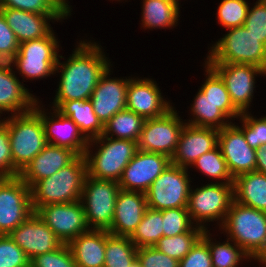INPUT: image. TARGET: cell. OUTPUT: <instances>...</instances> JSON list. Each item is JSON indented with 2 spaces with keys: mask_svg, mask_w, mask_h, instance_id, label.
Returning a JSON list of instances; mask_svg holds the SVG:
<instances>
[{
  "mask_svg": "<svg viewBox=\"0 0 266 267\" xmlns=\"http://www.w3.org/2000/svg\"><path fill=\"white\" fill-rule=\"evenodd\" d=\"M253 5L243 26L266 46V0H257Z\"/></svg>",
  "mask_w": 266,
  "mask_h": 267,
  "instance_id": "obj_43",
  "label": "cell"
},
{
  "mask_svg": "<svg viewBox=\"0 0 266 267\" xmlns=\"http://www.w3.org/2000/svg\"><path fill=\"white\" fill-rule=\"evenodd\" d=\"M30 267H77V264L68 244L63 243L52 252L33 257Z\"/></svg>",
  "mask_w": 266,
  "mask_h": 267,
  "instance_id": "obj_41",
  "label": "cell"
},
{
  "mask_svg": "<svg viewBox=\"0 0 266 267\" xmlns=\"http://www.w3.org/2000/svg\"><path fill=\"white\" fill-rule=\"evenodd\" d=\"M20 43L0 11V60L10 62L18 52Z\"/></svg>",
  "mask_w": 266,
  "mask_h": 267,
  "instance_id": "obj_46",
  "label": "cell"
},
{
  "mask_svg": "<svg viewBox=\"0 0 266 267\" xmlns=\"http://www.w3.org/2000/svg\"><path fill=\"white\" fill-rule=\"evenodd\" d=\"M238 119L242 125L234 124L243 132L251 148L256 150L266 144V115L257 118L248 111L241 113Z\"/></svg>",
  "mask_w": 266,
  "mask_h": 267,
  "instance_id": "obj_39",
  "label": "cell"
},
{
  "mask_svg": "<svg viewBox=\"0 0 266 267\" xmlns=\"http://www.w3.org/2000/svg\"><path fill=\"white\" fill-rule=\"evenodd\" d=\"M0 11L19 43L46 37L53 30L50 21L56 22L50 15L26 12L1 5Z\"/></svg>",
  "mask_w": 266,
  "mask_h": 267,
  "instance_id": "obj_25",
  "label": "cell"
},
{
  "mask_svg": "<svg viewBox=\"0 0 266 267\" xmlns=\"http://www.w3.org/2000/svg\"><path fill=\"white\" fill-rule=\"evenodd\" d=\"M180 8L173 0H143L141 26L143 29H173L179 25Z\"/></svg>",
  "mask_w": 266,
  "mask_h": 267,
  "instance_id": "obj_29",
  "label": "cell"
},
{
  "mask_svg": "<svg viewBox=\"0 0 266 267\" xmlns=\"http://www.w3.org/2000/svg\"><path fill=\"white\" fill-rule=\"evenodd\" d=\"M77 156L71 149L47 144L19 173V177L31 187L70 164Z\"/></svg>",
  "mask_w": 266,
  "mask_h": 267,
  "instance_id": "obj_24",
  "label": "cell"
},
{
  "mask_svg": "<svg viewBox=\"0 0 266 267\" xmlns=\"http://www.w3.org/2000/svg\"><path fill=\"white\" fill-rule=\"evenodd\" d=\"M33 213L30 187L19 176L0 178V235L10 234Z\"/></svg>",
  "mask_w": 266,
  "mask_h": 267,
  "instance_id": "obj_12",
  "label": "cell"
},
{
  "mask_svg": "<svg viewBox=\"0 0 266 267\" xmlns=\"http://www.w3.org/2000/svg\"><path fill=\"white\" fill-rule=\"evenodd\" d=\"M137 151V142L132 140L109 138L103 135L90 140L84 153L88 176L118 182Z\"/></svg>",
  "mask_w": 266,
  "mask_h": 267,
  "instance_id": "obj_3",
  "label": "cell"
},
{
  "mask_svg": "<svg viewBox=\"0 0 266 267\" xmlns=\"http://www.w3.org/2000/svg\"><path fill=\"white\" fill-rule=\"evenodd\" d=\"M179 267H212L210 250L207 242L202 237L190 252L179 261Z\"/></svg>",
  "mask_w": 266,
  "mask_h": 267,
  "instance_id": "obj_47",
  "label": "cell"
},
{
  "mask_svg": "<svg viewBox=\"0 0 266 267\" xmlns=\"http://www.w3.org/2000/svg\"><path fill=\"white\" fill-rule=\"evenodd\" d=\"M0 5L2 7L23 10V0H0Z\"/></svg>",
  "mask_w": 266,
  "mask_h": 267,
  "instance_id": "obj_50",
  "label": "cell"
},
{
  "mask_svg": "<svg viewBox=\"0 0 266 267\" xmlns=\"http://www.w3.org/2000/svg\"><path fill=\"white\" fill-rule=\"evenodd\" d=\"M56 110L69 117L88 141L103 135L104 125L94 113L90 99L62 102Z\"/></svg>",
  "mask_w": 266,
  "mask_h": 267,
  "instance_id": "obj_27",
  "label": "cell"
},
{
  "mask_svg": "<svg viewBox=\"0 0 266 267\" xmlns=\"http://www.w3.org/2000/svg\"><path fill=\"white\" fill-rule=\"evenodd\" d=\"M170 164L171 158L166 155L138 150L118 181L120 189L146 193Z\"/></svg>",
  "mask_w": 266,
  "mask_h": 267,
  "instance_id": "obj_16",
  "label": "cell"
},
{
  "mask_svg": "<svg viewBox=\"0 0 266 267\" xmlns=\"http://www.w3.org/2000/svg\"><path fill=\"white\" fill-rule=\"evenodd\" d=\"M129 267H142L138 259H136Z\"/></svg>",
  "mask_w": 266,
  "mask_h": 267,
  "instance_id": "obj_53",
  "label": "cell"
},
{
  "mask_svg": "<svg viewBox=\"0 0 266 267\" xmlns=\"http://www.w3.org/2000/svg\"><path fill=\"white\" fill-rule=\"evenodd\" d=\"M223 79L234 106L248 112L254 98L256 77L266 76V71L252 64L208 63Z\"/></svg>",
  "mask_w": 266,
  "mask_h": 267,
  "instance_id": "obj_13",
  "label": "cell"
},
{
  "mask_svg": "<svg viewBox=\"0 0 266 267\" xmlns=\"http://www.w3.org/2000/svg\"><path fill=\"white\" fill-rule=\"evenodd\" d=\"M145 118L128 109L116 113L105 125L103 136L137 142Z\"/></svg>",
  "mask_w": 266,
  "mask_h": 267,
  "instance_id": "obj_33",
  "label": "cell"
},
{
  "mask_svg": "<svg viewBox=\"0 0 266 267\" xmlns=\"http://www.w3.org/2000/svg\"><path fill=\"white\" fill-rule=\"evenodd\" d=\"M234 201L266 212V175L258 171L240 174L234 178Z\"/></svg>",
  "mask_w": 266,
  "mask_h": 267,
  "instance_id": "obj_28",
  "label": "cell"
},
{
  "mask_svg": "<svg viewBox=\"0 0 266 267\" xmlns=\"http://www.w3.org/2000/svg\"><path fill=\"white\" fill-rule=\"evenodd\" d=\"M87 176L86 159L84 155H78L52 176L35 182L30 187L34 212L47 204H64L80 200Z\"/></svg>",
  "mask_w": 266,
  "mask_h": 267,
  "instance_id": "obj_2",
  "label": "cell"
},
{
  "mask_svg": "<svg viewBox=\"0 0 266 267\" xmlns=\"http://www.w3.org/2000/svg\"><path fill=\"white\" fill-rule=\"evenodd\" d=\"M15 73L10 62L0 60V117L5 112L8 116L9 112L11 115L26 113L41 101L24 87Z\"/></svg>",
  "mask_w": 266,
  "mask_h": 267,
  "instance_id": "obj_22",
  "label": "cell"
},
{
  "mask_svg": "<svg viewBox=\"0 0 266 267\" xmlns=\"http://www.w3.org/2000/svg\"><path fill=\"white\" fill-rule=\"evenodd\" d=\"M218 147L233 178L255 171L256 150L248 145L243 132L233 122L219 130Z\"/></svg>",
  "mask_w": 266,
  "mask_h": 267,
  "instance_id": "obj_20",
  "label": "cell"
},
{
  "mask_svg": "<svg viewBox=\"0 0 266 267\" xmlns=\"http://www.w3.org/2000/svg\"><path fill=\"white\" fill-rule=\"evenodd\" d=\"M8 235L25 252L29 260L52 252L63 244L36 212Z\"/></svg>",
  "mask_w": 266,
  "mask_h": 267,
  "instance_id": "obj_17",
  "label": "cell"
},
{
  "mask_svg": "<svg viewBox=\"0 0 266 267\" xmlns=\"http://www.w3.org/2000/svg\"><path fill=\"white\" fill-rule=\"evenodd\" d=\"M178 6H180V4L181 3H179V2H181L180 0H173Z\"/></svg>",
  "mask_w": 266,
  "mask_h": 267,
  "instance_id": "obj_54",
  "label": "cell"
},
{
  "mask_svg": "<svg viewBox=\"0 0 266 267\" xmlns=\"http://www.w3.org/2000/svg\"><path fill=\"white\" fill-rule=\"evenodd\" d=\"M203 66L206 72V74H204L206 79L199 89L218 104L219 109L230 120H238L241 112L232 103L223 79L207 62H205Z\"/></svg>",
  "mask_w": 266,
  "mask_h": 267,
  "instance_id": "obj_32",
  "label": "cell"
},
{
  "mask_svg": "<svg viewBox=\"0 0 266 267\" xmlns=\"http://www.w3.org/2000/svg\"><path fill=\"white\" fill-rule=\"evenodd\" d=\"M68 17L72 14V6L68 0H52Z\"/></svg>",
  "mask_w": 266,
  "mask_h": 267,
  "instance_id": "obj_51",
  "label": "cell"
},
{
  "mask_svg": "<svg viewBox=\"0 0 266 267\" xmlns=\"http://www.w3.org/2000/svg\"><path fill=\"white\" fill-rule=\"evenodd\" d=\"M19 176L14 169L7 125L0 119V178Z\"/></svg>",
  "mask_w": 266,
  "mask_h": 267,
  "instance_id": "obj_44",
  "label": "cell"
},
{
  "mask_svg": "<svg viewBox=\"0 0 266 267\" xmlns=\"http://www.w3.org/2000/svg\"><path fill=\"white\" fill-rule=\"evenodd\" d=\"M219 230L253 259L266 243V212L233 201Z\"/></svg>",
  "mask_w": 266,
  "mask_h": 267,
  "instance_id": "obj_5",
  "label": "cell"
},
{
  "mask_svg": "<svg viewBox=\"0 0 266 267\" xmlns=\"http://www.w3.org/2000/svg\"><path fill=\"white\" fill-rule=\"evenodd\" d=\"M91 41L80 39L66 61L58 59L55 75L59 73L60 79L51 108L66 101L90 99L101 75L113 65L103 47Z\"/></svg>",
  "mask_w": 266,
  "mask_h": 267,
  "instance_id": "obj_1",
  "label": "cell"
},
{
  "mask_svg": "<svg viewBox=\"0 0 266 267\" xmlns=\"http://www.w3.org/2000/svg\"><path fill=\"white\" fill-rule=\"evenodd\" d=\"M189 174L188 169L170 164L145 193L148 207L160 211L187 207L192 186Z\"/></svg>",
  "mask_w": 266,
  "mask_h": 267,
  "instance_id": "obj_10",
  "label": "cell"
},
{
  "mask_svg": "<svg viewBox=\"0 0 266 267\" xmlns=\"http://www.w3.org/2000/svg\"><path fill=\"white\" fill-rule=\"evenodd\" d=\"M0 267H30L29 258L9 235H0Z\"/></svg>",
  "mask_w": 266,
  "mask_h": 267,
  "instance_id": "obj_42",
  "label": "cell"
},
{
  "mask_svg": "<svg viewBox=\"0 0 266 267\" xmlns=\"http://www.w3.org/2000/svg\"><path fill=\"white\" fill-rule=\"evenodd\" d=\"M137 259V247L128 236H116L106 231L103 267H129Z\"/></svg>",
  "mask_w": 266,
  "mask_h": 267,
  "instance_id": "obj_34",
  "label": "cell"
},
{
  "mask_svg": "<svg viewBox=\"0 0 266 267\" xmlns=\"http://www.w3.org/2000/svg\"><path fill=\"white\" fill-rule=\"evenodd\" d=\"M77 267H103L106 230H90L68 243Z\"/></svg>",
  "mask_w": 266,
  "mask_h": 267,
  "instance_id": "obj_26",
  "label": "cell"
},
{
  "mask_svg": "<svg viewBox=\"0 0 266 267\" xmlns=\"http://www.w3.org/2000/svg\"><path fill=\"white\" fill-rule=\"evenodd\" d=\"M192 166V168H198V171L207 176L208 179L215 180L212 183H234V178L228 170L226 160L218 145L197 158Z\"/></svg>",
  "mask_w": 266,
  "mask_h": 267,
  "instance_id": "obj_37",
  "label": "cell"
},
{
  "mask_svg": "<svg viewBox=\"0 0 266 267\" xmlns=\"http://www.w3.org/2000/svg\"><path fill=\"white\" fill-rule=\"evenodd\" d=\"M256 169L260 173L266 175V144L256 149Z\"/></svg>",
  "mask_w": 266,
  "mask_h": 267,
  "instance_id": "obj_49",
  "label": "cell"
},
{
  "mask_svg": "<svg viewBox=\"0 0 266 267\" xmlns=\"http://www.w3.org/2000/svg\"><path fill=\"white\" fill-rule=\"evenodd\" d=\"M59 43L54 30L46 37L22 42L15 57L10 61L11 66L22 76L23 82H26L24 79L33 81L55 76L58 59H65L58 54L61 46Z\"/></svg>",
  "mask_w": 266,
  "mask_h": 267,
  "instance_id": "obj_7",
  "label": "cell"
},
{
  "mask_svg": "<svg viewBox=\"0 0 266 267\" xmlns=\"http://www.w3.org/2000/svg\"><path fill=\"white\" fill-rule=\"evenodd\" d=\"M205 183L200 187L191 186L188 212L195 226L208 230V222H216L220 228L234 201L233 183Z\"/></svg>",
  "mask_w": 266,
  "mask_h": 267,
  "instance_id": "obj_8",
  "label": "cell"
},
{
  "mask_svg": "<svg viewBox=\"0 0 266 267\" xmlns=\"http://www.w3.org/2000/svg\"><path fill=\"white\" fill-rule=\"evenodd\" d=\"M202 238L208 244L212 267H239L238 265L244 261L252 262L250 256L228 238L222 243L214 238V242L210 230H205Z\"/></svg>",
  "mask_w": 266,
  "mask_h": 267,
  "instance_id": "obj_31",
  "label": "cell"
},
{
  "mask_svg": "<svg viewBox=\"0 0 266 267\" xmlns=\"http://www.w3.org/2000/svg\"><path fill=\"white\" fill-rule=\"evenodd\" d=\"M161 237H163L162 211L148 207L130 240L137 248L153 247Z\"/></svg>",
  "mask_w": 266,
  "mask_h": 267,
  "instance_id": "obj_35",
  "label": "cell"
},
{
  "mask_svg": "<svg viewBox=\"0 0 266 267\" xmlns=\"http://www.w3.org/2000/svg\"><path fill=\"white\" fill-rule=\"evenodd\" d=\"M207 54L204 62L252 64L266 71V46L244 26L227 29Z\"/></svg>",
  "mask_w": 266,
  "mask_h": 267,
  "instance_id": "obj_6",
  "label": "cell"
},
{
  "mask_svg": "<svg viewBox=\"0 0 266 267\" xmlns=\"http://www.w3.org/2000/svg\"><path fill=\"white\" fill-rule=\"evenodd\" d=\"M204 229L193 226L188 232L172 237L163 236L154 246L160 252L178 261L182 260L202 237Z\"/></svg>",
  "mask_w": 266,
  "mask_h": 267,
  "instance_id": "obj_36",
  "label": "cell"
},
{
  "mask_svg": "<svg viewBox=\"0 0 266 267\" xmlns=\"http://www.w3.org/2000/svg\"><path fill=\"white\" fill-rule=\"evenodd\" d=\"M246 0H222L217 8V20L225 29L236 28L244 25L248 9Z\"/></svg>",
  "mask_w": 266,
  "mask_h": 267,
  "instance_id": "obj_38",
  "label": "cell"
},
{
  "mask_svg": "<svg viewBox=\"0 0 266 267\" xmlns=\"http://www.w3.org/2000/svg\"><path fill=\"white\" fill-rule=\"evenodd\" d=\"M173 107L170 100L162 96L161 89L152 78L129 76L126 109L145 119H151L163 116Z\"/></svg>",
  "mask_w": 266,
  "mask_h": 267,
  "instance_id": "obj_15",
  "label": "cell"
},
{
  "mask_svg": "<svg viewBox=\"0 0 266 267\" xmlns=\"http://www.w3.org/2000/svg\"><path fill=\"white\" fill-rule=\"evenodd\" d=\"M112 65L101 75L90 101L94 113L105 125L116 113L126 109V96L129 77H111ZM111 77V78H110Z\"/></svg>",
  "mask_w": 266,
  "mask_h": 267,
  "instance_id": "obj_19",
  "label": "cell"
},
{
  "mask_svg": "<svg viewBox=\"0 0 266 267\" xmlns=\"http://www.w3.org/2000/svg\"><path fill=\"white\" fill-rule=\"evenodd\" d=\"M148 204L142 192L120 190L115 203V211L110 234L130 237L142 220Z\"/></svg>",
  "mask_w": 266,
  "mask_h": 267,
  "instance_id": "obj_23",
  "label": "cell"
},
{
  "mask_svg": "<svg viewBox=\"0 0 266 267\" xmlns=\"http://www.w3.org/2000/svg\"><path fill=\"white\" fill-rule=\"evenodd\" d=\"M163 236L172 237L188 232L192 223L187 207L162 210Z\"/></svg>",
  "mask_w": 266,
  "mask_h": 267,
  "instance_id": "obj_40",
  "label": "cell"
},
{
  "mask_svg": "<svg viewBox=\"0 0 266 267\" xmlns=\"http://www.w3.org/2000/svg\"><path fill=\"white\" fill-rule=\"evenodd\" d=\"M137 259L142 267H179V261L153 247L137 248Z\"/></svg>",
  "mask_w": 266,
  "mask_h": 267,
  "instance_id": "obj_45",
  "label": "cell"
},
{
  "mask_svg": "<svg viewBox=\"0 0 266 267\" xmlns=\"http://www.w3.org/2000/svg\"><path fill=\"white\" fill-rule=\"evenodd\" d=\"M41 102H37L34 109L40 114L48 144L65 147L73 150L77 155H84L89 141L80 132L79 127L69 118L51 108L53 112L43 108ZM47 111V112H46Z\"/></svg>",
  "mask_w": 266,
  "mask_h": 267,
  "instance_id": "obj_18",
  "label": "cell"
},
{
  "mask_svg": "<svg viewBox=\"0 0 266 267\" xmlns=\"http://www.w3.org/2000/svg\"><path fill=\"white\" fill-rule=\"evenodd\" d=\"M185 124L175 107L163 116L146 119L137 141L138 150L172 158Z\"/></svg>",
  "mask_w": 266,
  "mask_h": 267,
  "instance_id": "obj_11",
  "label": "cell"
},
{
  "mask_svg": "<svg viewBox=\"0 0 266 267\" xmlns=\"http://www.w3.org/2000/svg\"><path fill=\"white\" fill-rule=\"evenodd\" d=\"M36 213L62 241L68 244L80 234L90 231L80 200L64 204H47Z\"/></svg>",
  "mask_w": 266,
  "mask_h": 267,
  "instance_id": "obj_14",
  "label": "cell"
},
{
  "mask_svg": "<svg viewBox=\"0 0 266 267\" xmlns=\"http://www.w3.org/2000/svg\"><path fill=\"white\" fill-rule=\"evenodd\" d=\"M219 130L185 124L171 164L189 169L197 158L218 145Z\"/></svg>",
  "mask_w": 266,
  "mask_h": 267,
  "instance_id": "obj_21",
  "label": "cell"
},
{
  "mask_svg": "<svg viewBox=\"0 0 266 267\" xmlns=\"http://www.w3.org/2000/svg\"><path fill=\"white\" fill-rule=\"evenodd\" d=\"M253 259L255 262H258L261 267H266V243Z\"/></svg>",
  "mask_w": 266,
  "mask_h": 267,
  "instance_id": "obj_52",
  "label": "cell"
},
{
  "mask_svg": "<svg viewBox=\"0 0 266 267\" xmlns=\"http://www.w3.org/2000/svg\"><path fill=\"white\" fill-rule=\"evenodd\" d=\"M120 190L118 182L86 177L80 201L91 230L110 229Z\"/></svg>",
  "mask_w": 266,
  "mask_h": 267,
  "instance_id": "obj_9",
  "label": "cell"
},
{
  "mask_svg": "<svg viewBox=\"0 0 266 267\" xmlns=\"http://www.w3.org/2000/svg\"><path fill=\"white\" fill-rule=\"evenodd\" d=\"M193 100L189 109V113H191L190 119L184 120L187 121V124L220 130L232 123L219 109V105L200 89H198Z\"/></svg>",
  "mask_w": 266,
  "mask_h": 267,
  "instance_id": "obj_30",
  "label": "cell"
},
{
  "mask_svg": "<svg viewBox=\"0 0 266 267\" xmlns=\"http://www.w3.org/2000/svg\"><path fill=\"white\" fill-rule=\"evenodd\" d=\"M1 120L8 127L14 169L20 173L48 144L42 118L33 109Z\"/></svg>",
  "mask_w": 266,
  "mask_h": 267,
  "instance_id": "obj_4",
  "label": "cell"
},
{
  "mask_svg": "<svg viewBox=\"0 0 266 267\" xmlns=\"http://www.w3.org/2000/svg\"><path fill=\"white\" fill-rule=\"evenodd\" d=\"M23 11L50 15L57 22L69 18L52 0H23Z\"/></svg>",
  "mask_w": 266,
  "mask_h": 267,
  "instance_id": "obj_48",
  "label": "cell"
}]
</instances>
